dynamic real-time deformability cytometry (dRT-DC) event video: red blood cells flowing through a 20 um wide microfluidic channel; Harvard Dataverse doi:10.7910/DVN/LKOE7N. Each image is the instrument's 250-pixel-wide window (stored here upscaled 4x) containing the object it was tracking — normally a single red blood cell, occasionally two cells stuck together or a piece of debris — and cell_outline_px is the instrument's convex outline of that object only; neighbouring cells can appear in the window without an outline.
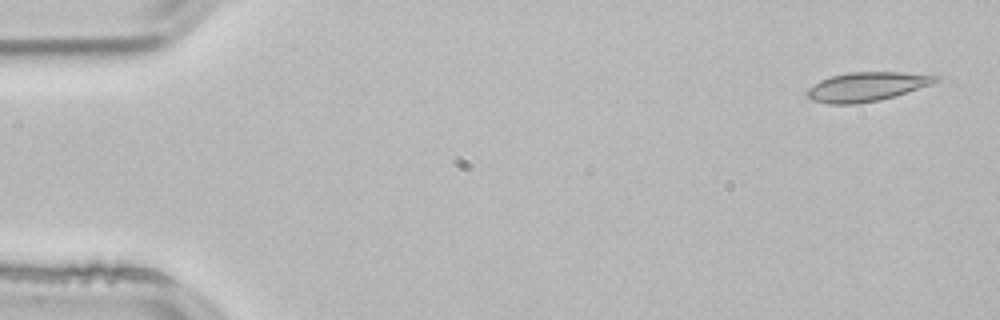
{"species": "common noctule bat (a hibernating species)", "species_latin": "Nyctalus noctula", "temperature_condition": "room temperature", "stored_images_in_passage": 4, "camera_frame_rate_fps": 3000, "um_per_image_px": 0.085, "animal": {"sex": "male", "body_mass_g": 21.5, "forearm_length_mm": 52.0}, "frame": {"image": 1, "passage_image": 1, "time_ms": 0.0, "image_size_px": [1000, 320], "cell_outline_px": [[940, 80], [932, 84], [880, 100], [856, 104], [828, 104], [812, 100], [804, 92], [808, 88], [820, 80], [832, 76], [848, 72], [900, 72], [940, 76]], "centroid_in_image_um": [73.64, 7.37], "position_along_channel_um": 11.4, "area_um2": 21.73}}
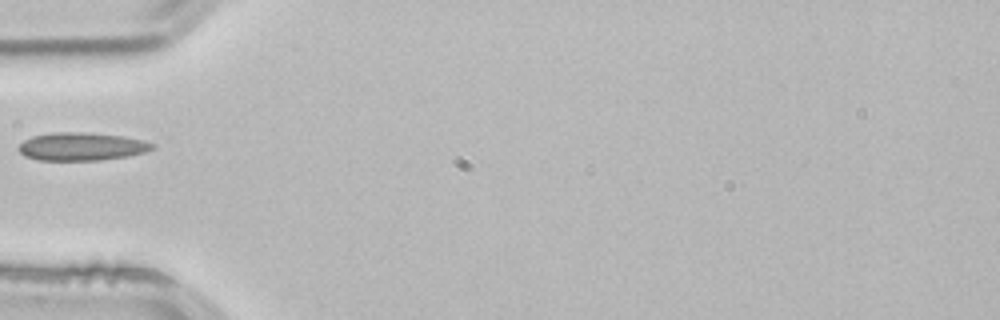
{"frame": {"image": 2, "passage_image": 4, "time_ms": 1.0, "image_size_px": [1000, 320], "cell_outline_px": [[156, 148], [144, 152], [128, 156], [100, 160], [36, 160], [24, 156], [16, 148], [24, 140], [32, 136], [52, 132], [84, 132], [124, 136], [144, 140], [156, 144]], "centroid_in_image_um": [6.94, 12.45], "position_along_channel_um": 78.1, "area_um2": 22.08}}